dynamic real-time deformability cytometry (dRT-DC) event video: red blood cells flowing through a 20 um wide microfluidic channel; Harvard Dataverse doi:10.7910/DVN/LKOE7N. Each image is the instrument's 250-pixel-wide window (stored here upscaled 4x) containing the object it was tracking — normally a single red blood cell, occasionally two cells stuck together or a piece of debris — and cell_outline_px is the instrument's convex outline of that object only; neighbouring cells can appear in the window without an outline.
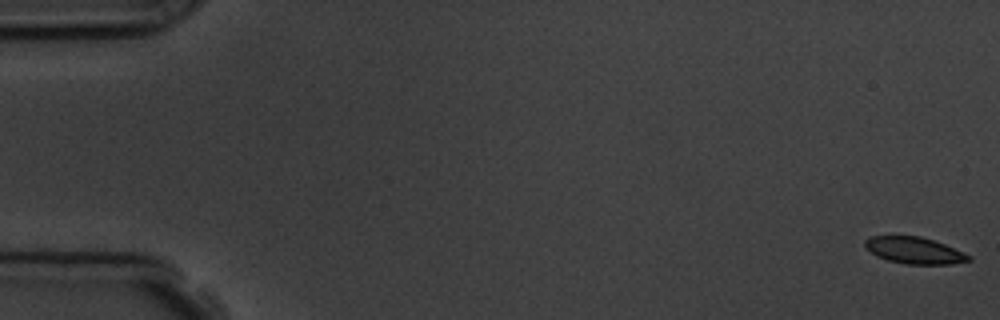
{"species": "common noctule bat (a hibernating species)", "species_latin": "Nyctalus noctula", "temperature_condition": "room temperature", "stored_images_in_passage": 5, "camera_frame_rate_fps": 3000, "um_per_image_px": 0.085, "animal": {"sex": "male", "body_mass_g": 19.5, "forearm_length_mm": 54.6}, "frame": {"image": 1, "passage_image": 1, "time_ms": 0.0, "image_size_px": [1000, 320], "cell_outline_px": [[972, 260], [952, 264], [908, 264], [888, 260], [876, 256], [864, 244], [864, 240], [868, 236], [920, 236], [944, 244], [972, 256]], "centroid_in_image_um": [77.73, 21.28], "position_along_channel_um": 7.3, "area_um2": 15.95}}
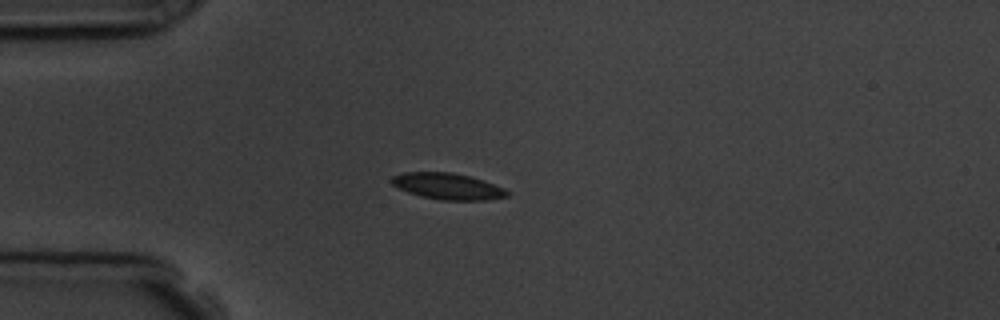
{"frame": {"image": 2, "passage_image": 5, "time_ms": 4.667, "image_size_px": [1000, 320], "cell_outline_px": [[512, 192], [508, 196], [488, 200], [440, 200], [420, 196], [408, 192], [392, 184], [392, 176], [400, 172], [452, 172], [484, 180], [504, 188]], "centroid_in_image_um": [38.09, 15.83], "position_along_channel_um": 46.9, "area_um2": 17.8}}